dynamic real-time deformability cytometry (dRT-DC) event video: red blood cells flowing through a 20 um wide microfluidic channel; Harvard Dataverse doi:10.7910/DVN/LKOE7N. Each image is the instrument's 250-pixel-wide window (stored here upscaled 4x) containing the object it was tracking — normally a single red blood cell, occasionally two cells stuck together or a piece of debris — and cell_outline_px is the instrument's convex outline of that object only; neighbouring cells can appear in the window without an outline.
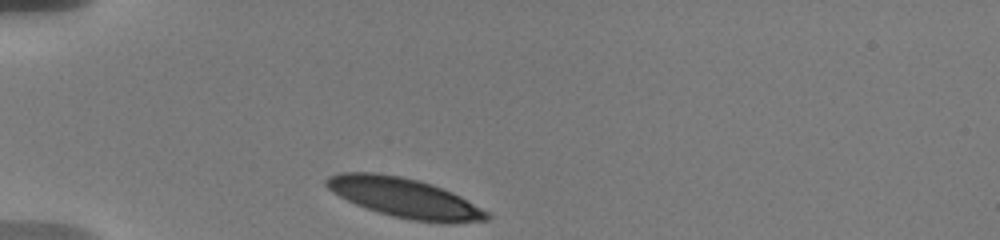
{"species": "human", "species_latin": "Homo sapiens", "temperature_condition": "warm", "stored_images_in_passage": 35, "camera_frame_rate_fps": 3000, "um_per_image_px": 0.085, "donor": {"sex": "male"}, "frame": {"image": 1, "passage_image": 1, "time_ms": 0.0, "image_size_px": [1000, 240], "cell_outline_px": [[492, 216], [488, 220], [412, 220], [392, 216], [356, 204], [332, 192], [324, 184], [324, 180], [328, 176], [336, 172], [376, 172], [400, 176], [432, 184], [452, 192], [460, 196], [488, 212]], "centroid_in_image_um": [34.27, 16.75], "position_along_channel_um": 50.7, "area_um2": 35.89}}
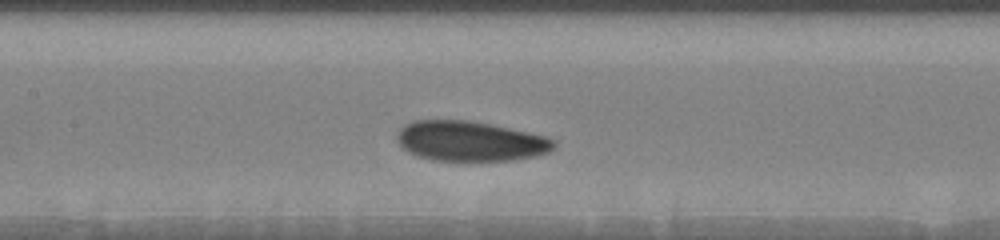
{"frame": {"image": 2, "passage_image": 15, "time_ms": 4.0, "image_size_px": [1000, 240], "cell_outline_px": [[556, 144], [548, 152], [536, 156], [512, 160], [432, 160], [416, 156], [408, 152], [396, 140], [396, 132], [404, 124], [416, 120], [468, 120], [492, 124], [528, 132], [544, 136], [556, 140]], "centroid_in_image_um": [39.94, 11.99], "position_along_channel_um": 167.5, "area_um2": 36.65}}
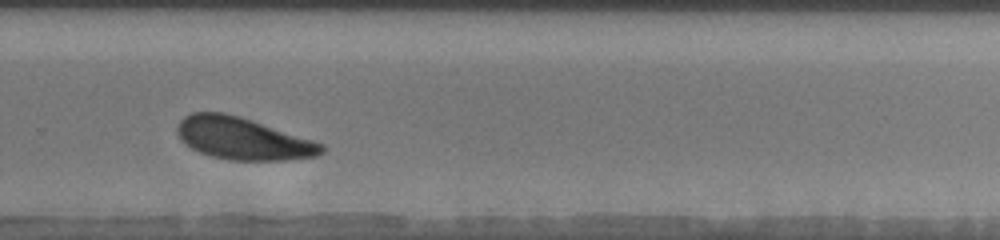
{"frame": {"image": 3, "passage_image": 22, "time_ms": 8.0, "image_size_px": [1000, 240], "cell_outline_px": [[324, 152], [316, 156], [284, 160], [228, 160], [212, 156], [200, 152], [184, 144], [180, 140], [176, 132], [176, 128], [180, 120], [184, 116], [192, 112], [224, 112], [240, 116], [324, 144]], "centroid_in_image_um": [20.59, 11.77], "position_along_channel_um": 309.2, "area_um2": 35.37}, "authors_computed_cell_mechanics": {"area_um2": 36.5874, "velocity_mm_per_s": 3.5636, "shape_relaxation_time_tau1_ms": 2.6161, "shape_relaxation_time_tau2_ms": 8.5196, "deformation_change_tau1": 0.0949, "deformation_change_tau2": 0.1608}}